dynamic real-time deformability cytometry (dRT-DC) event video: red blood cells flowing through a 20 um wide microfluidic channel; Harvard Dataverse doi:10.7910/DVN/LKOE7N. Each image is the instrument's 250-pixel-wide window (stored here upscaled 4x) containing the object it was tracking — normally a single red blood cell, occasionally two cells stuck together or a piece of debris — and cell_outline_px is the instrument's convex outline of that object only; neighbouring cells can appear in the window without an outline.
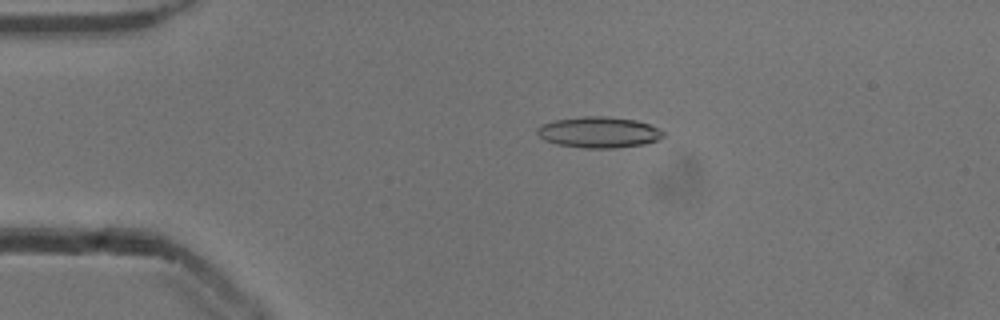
{"species": "common noctule bat (a hibernating species)", "species_latin": "Nyctalus noctula", "temperature_condition": "cold", "stored_images_in_passage": 52, "camera_frame_rate_fps": 3000, "um_per_image_px": 0.085, "animal": {"sex": "male", "body_mass_g": 13.3}, "frame": {"image": 1, "passage_image": 11, "time_ms": 3.333, "image_size_px": [1000, 320], "cell_outline_px": [[664, 136], [656, 140], [644, 144], [616, 148], [584, 148], [560, 144], [544, 140], [536, 132], [536, 128], [540, 124], [556, 120], [580, 116], [608, 116], [636, 120], [648, 124], [664, 132]], "centroid_in_image_um": [50.88, 11.23], "position_along_channel_um": 34.1, "area_um2": 22.72}}
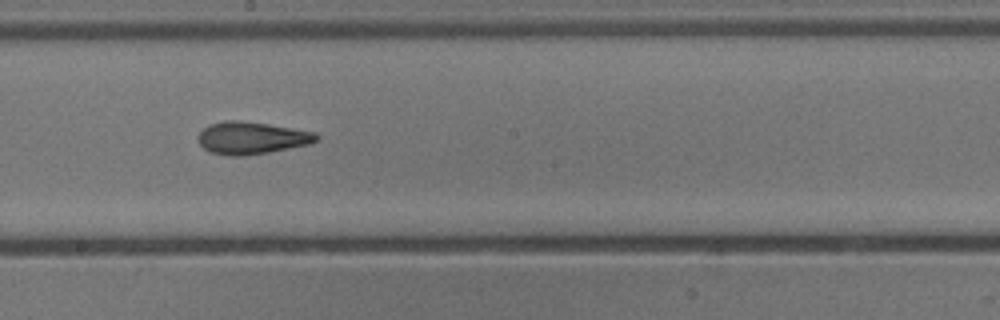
{"frame": {"image": 2, "passage_image": 29, "time_ms": 9.333, "image_size_px": [1000, 320], "cell_outline_px": [[320, 140], [308, 144], [268, 152], [244, 156], [232, 156], [212, 152], [204, 148], [200, 144], [196, 136], [208, 124], [228, 120], [240, 120], [268, 124], [316, 132], [320, 136]], "centroid_in_image_um": [21.39, 11.71], "position_along_channel_um": 226.8, "area_um2": 22.25}}
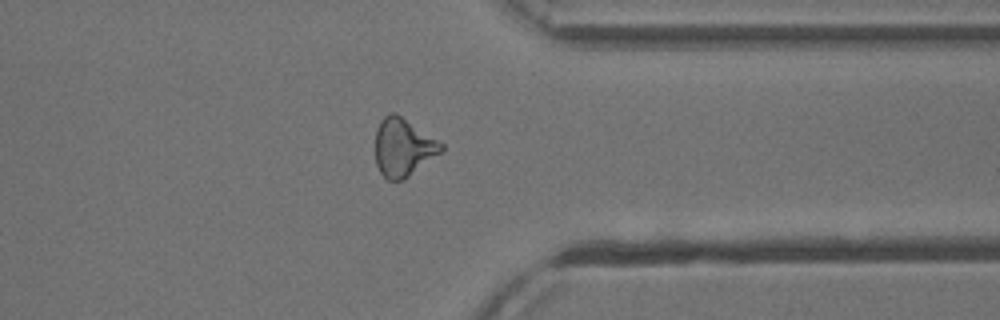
{"frame": {"image": 3, "passage_image": 41, "time_ms": 13.333, "image_size_px": [1000, 320], "cell_outline_px": [[444, 148], [440, 152], [404, 180], [388, 180], [380, 172], [376, 164], [376, 128], [380, 120], [384, 116], [392, 112], [396, 112], [444, 144]], "centroid_in_image_um": [34.25, 12.51], "position_along_channel_um": 377.2, "area_um2": 22.14}, "authors_computed_cell_mechanics": {"area_um2": 22.1374, "velocity_mm_per_s": 3.9038, "shape_relaxation_time_tau1_ms": 7.8859, "shape_relaxation_time_tau2_ms": 3.1663, "deformation_change_tau1": 0.1791, "deformation_change_tau2": 0.1223}}